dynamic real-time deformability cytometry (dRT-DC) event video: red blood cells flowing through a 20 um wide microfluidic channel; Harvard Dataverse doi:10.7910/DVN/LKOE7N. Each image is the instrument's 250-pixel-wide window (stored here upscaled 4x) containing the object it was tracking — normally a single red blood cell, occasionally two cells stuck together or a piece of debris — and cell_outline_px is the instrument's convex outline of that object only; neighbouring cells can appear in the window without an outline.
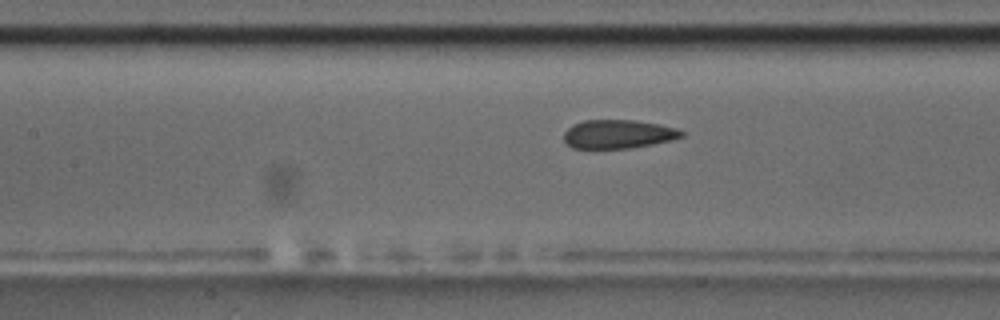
{"species": "common noctule bat (a hibernating species)", "species_latin": "Nyctalus noctula", "temperature_condition": "room temperature", "stored_images_in_passage": 36, "camera_frame_rate_fps": 3000, "um_per_image_px": 0.085, "animal": {"sex": "male", "body_mass_g": 17.5, "forearm_length_mm": 52.3}, "frame": {"image": 1, "passage_image": 11, "time_ms": 3.333, "image_size_px": [1000, 320], "cell_outline_px": [[684, 136], [672, 140], [632, 148], [572, 148], [564, 140], [564, 132], [572, 124], [584, 120], [636, 120], [660, 124], [680, 128], [684, 132]], "centroid_in_image_um": [52.58, 11.39], "position_along_channel_um": 154.8, "area_um2": 19.88}, "authors_computed_cell_mechanics": {"area_um2": 20.6635, "velocity_mm_per_s": 3.7366, "shape_relaxation_time_tau1_ms": 8.2493, "shape_relaxation_time_tau2_ms": 1.0796, "deformation_change_tau1": 0.1573, "deformation_change_tau2": 0.0459}}